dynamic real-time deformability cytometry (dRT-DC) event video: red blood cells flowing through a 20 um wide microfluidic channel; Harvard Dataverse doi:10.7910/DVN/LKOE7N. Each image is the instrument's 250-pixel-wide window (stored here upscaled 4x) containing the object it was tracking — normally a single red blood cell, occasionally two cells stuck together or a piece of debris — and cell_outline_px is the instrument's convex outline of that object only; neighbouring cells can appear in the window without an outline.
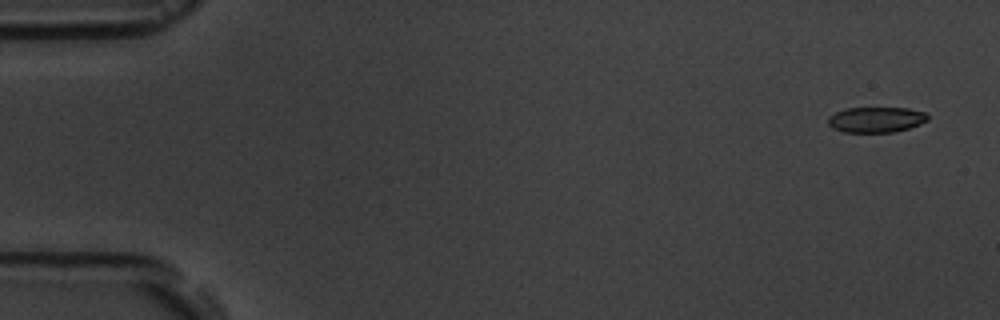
{"species": "common noctule bat (a hibernating species)", "species_latin": "Nyctalus noctula", "temperature_condition": "room temperature", "stored_images_in_passage": 5, "camera_frame_rate_fps": 3000, "um_per_image_px": 0.085, "animal": {"sex": "male", "body_mass_g": 19.5, "forearm_length_mm": 54.6}, "frame": {"image": 1, "passage_image": 1, "time_ms": 0.0, "image_size_px": [1000, 320], "cell_outline_px": [[928, 120], [920, 124], [908, 128], [892, 132], [844, 132], [832, 128], [828, 124], [828, 116], [844, 108], [908, 108], [924, 112], [928, 116]], "centroid_in_image_um": [74.44, 10.16], "position_along_channel_um": 10.6, "area_um2": 14.8}}